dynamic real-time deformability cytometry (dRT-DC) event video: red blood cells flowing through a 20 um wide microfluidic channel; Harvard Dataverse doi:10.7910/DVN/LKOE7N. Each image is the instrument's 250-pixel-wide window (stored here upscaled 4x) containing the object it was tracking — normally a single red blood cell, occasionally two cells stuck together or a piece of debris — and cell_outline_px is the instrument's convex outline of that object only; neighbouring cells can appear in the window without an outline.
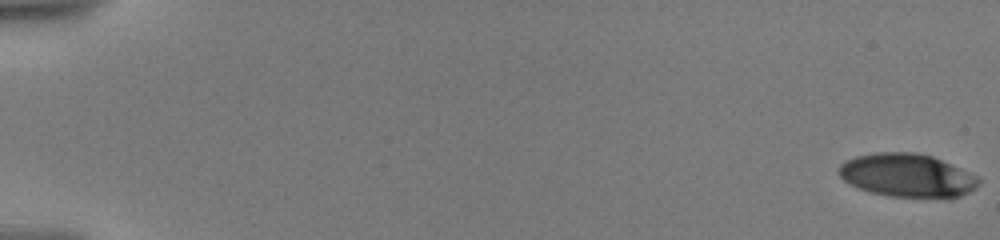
{"species": "human", "species_latin": "Homo sapiens", "temperature_condition": "warm", "stored_images_in_passage": 17, "camera_frame_rate_fps": 3000, "um_per_image_px": 0.085, "donor": {"sex": "male"}, "frame": {"image": 1, "passage_image": 1, "time_ms": 0.0, "image_size_px": [1000, 240], "cell_outline_px": [[980, 184], [976, 188], [960, 196], [892, 196], [872, 192], [860, 188], [844, 180], [836, 172], [840, 164], [856, 156], [876, 152], [916, 152], [932, 156], [968, 172], [976, 176], [980, 180]], "centroid_in_image_um": [77.08, 14.88], "position_along_channel_um": 7.9, "area_um2": 34.62}}
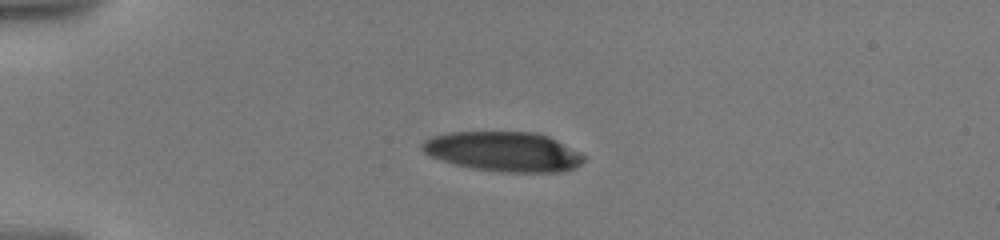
{"frame": {"image": 2, "passage_image": 12, "time_ms": 5.0, "image_size_px": [1000, 240], "cell_outline_px": [[588, 156], [580, 164], [564, 172], [500, 172], [472, 168], [440, 160], [424, 152], [420, 148], [420, 144], [424, 140], [432, 136], [452, 132], [536, 132], [548, 136]], "centroid_in_image_um": [42.81, 12.89], "position_along_channel_um": 42.2, "area_um2": 37.51}}
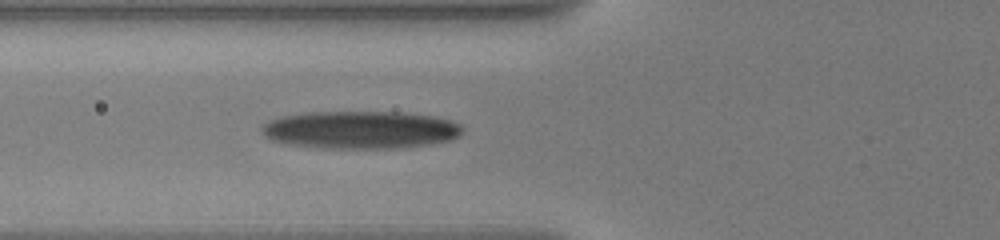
{"frame": {"image": 3, "passage_image": 17, "time_ms": 7.667, "image_size_px": [1000, 240], "cell_outline_px": [[460, 136], [448, 140], [428, 144], [396, 148], [324, 148], [288, 144], [272, 140], [264, 136], [260, 132], [260, 128], [268, 120], [280, 116], [308, 112], [396, 112], [432, 116], [448, 120], [460, 124]], "centroid_in_image_um": [30.55, 11.03], "position_along_channel_um": 95.2, "area_um2": 43.93}}